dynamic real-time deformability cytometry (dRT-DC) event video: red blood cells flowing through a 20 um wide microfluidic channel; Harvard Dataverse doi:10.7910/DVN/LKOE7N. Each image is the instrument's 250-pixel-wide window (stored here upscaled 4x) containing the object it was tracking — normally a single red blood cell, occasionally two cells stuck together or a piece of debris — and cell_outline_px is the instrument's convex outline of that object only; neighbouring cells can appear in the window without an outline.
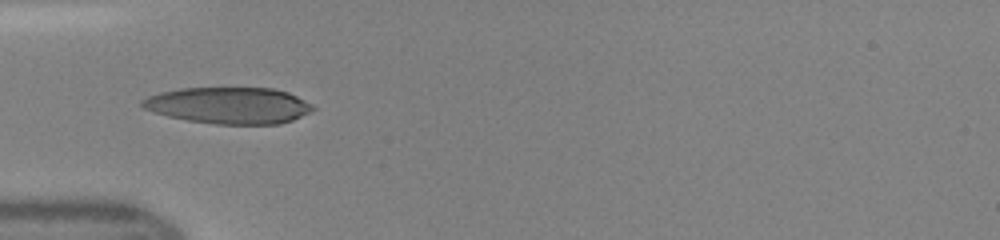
{"species": "human", "species_latin": "Homo sapiens", "temperature_condition": "room temperature", "stored_images_in_passage": 33, "camera_frame_rate_fps": 3000, "um_per_image_px": 0.085, "donor": {"sex": "female"}, "frame": {"image": 1, "passage_image": 1, "time_ms": 0.0, "image_size_px": [1000, 240], "cell_outline_px": [[316, 108], [292, 120], [280, 124], [216, 124], [188, 120], [168, 116], [144, 108], [140, 104], [140, 100], [148, 96], [160, 92], [180, 88], [272, 88], [288, 92], [312, 104]], "centroid_in_image_um": [19.44, 8.96], "position_along_channel_um": 65.6, "area_um2": 36.13}}
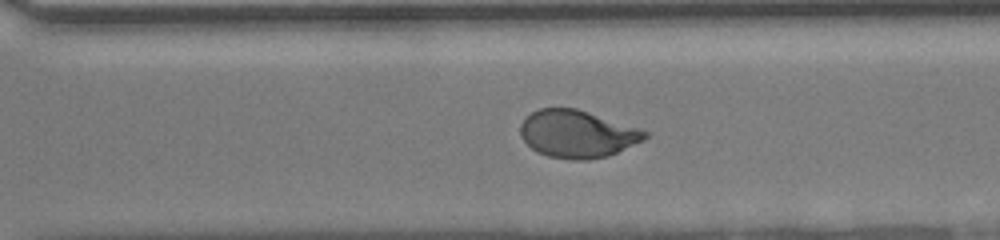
{"frame": {"image": 2, "passage_image": 19, "time_ms": 6.0, "image_size_px": [1000, 240], "cell_outline_px": [[648, 136], [644, 140], [608, 156], [588, 160], [576, 160], [548, 156], [536, 152], [524, 140], [520, 132], [520, 124], [532, 112], [540, 108], [576, 108], [640, 128], [648, 132]], "centroid_in_image_um": [49.08, 11.39], "position_along_channel_um": 321.5, "area_um2": 34.33}}
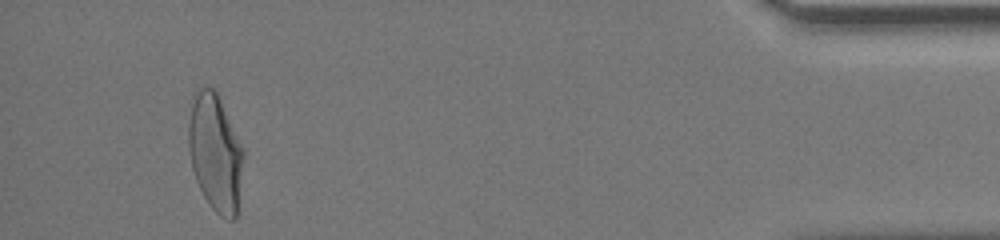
{"frame": {"image": 3, "passage_image": 30, "time_ms": 9.667, "image_size_px": [1000, 240], "cell_outline_px": [[244, 160], [236, 220], [228, 220], [220, 216], [208, 204], [196, 180], [192, 168], [188, 148], [188, 124], [192, 96], [196, 88], [212, 88], [216, 92], [244, 148]], "centroid_in_image_um": [18.3, 13.0], "position_along_channel_um": 416.9, "area_um2": 37.86}}